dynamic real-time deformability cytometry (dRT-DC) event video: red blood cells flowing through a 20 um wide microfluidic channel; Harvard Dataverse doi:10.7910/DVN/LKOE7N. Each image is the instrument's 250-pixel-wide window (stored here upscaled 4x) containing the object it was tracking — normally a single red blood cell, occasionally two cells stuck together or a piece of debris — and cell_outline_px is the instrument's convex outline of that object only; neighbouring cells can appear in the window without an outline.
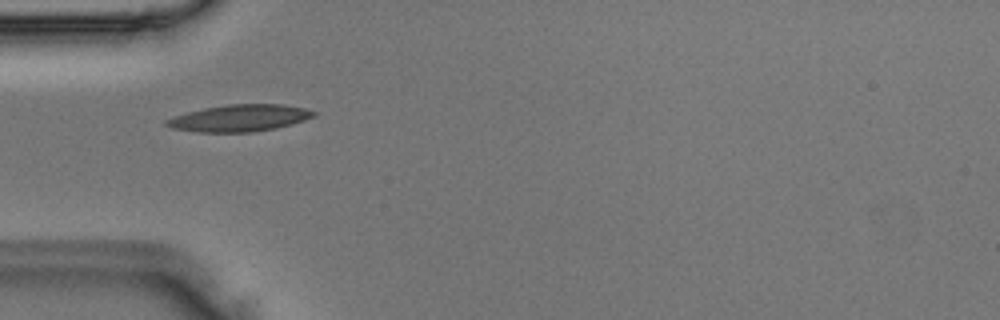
{"species": "Egyptian fruit bat (a non-hibernating species)", "species_latin": "Rousettus aegyptiacus", "temperature_condition": "room temperature", "stored_images_in_passage": 1, "camera_frame_rate_fps": 3000, "um_per_image_px": 0.085, "animal": {"sex": "male"}, "frame": {"image": 1, "passage_image": 1, "time_ms": 0.0, "image_size_px": [1000, 320], "cell_outline_px": [[316, 116], [292, 124], [276, 128], [252, 132], [196, 132], [172, 128], [164, 124], [164, 120], [188, 112], [204, 108], [228, 104], [280, 104], [304, 108], [316, 112]], "centroid_in_image_um": [20.36, 10.04], "position_along_channel_um": 64.6, "area_um2": 22.95}}